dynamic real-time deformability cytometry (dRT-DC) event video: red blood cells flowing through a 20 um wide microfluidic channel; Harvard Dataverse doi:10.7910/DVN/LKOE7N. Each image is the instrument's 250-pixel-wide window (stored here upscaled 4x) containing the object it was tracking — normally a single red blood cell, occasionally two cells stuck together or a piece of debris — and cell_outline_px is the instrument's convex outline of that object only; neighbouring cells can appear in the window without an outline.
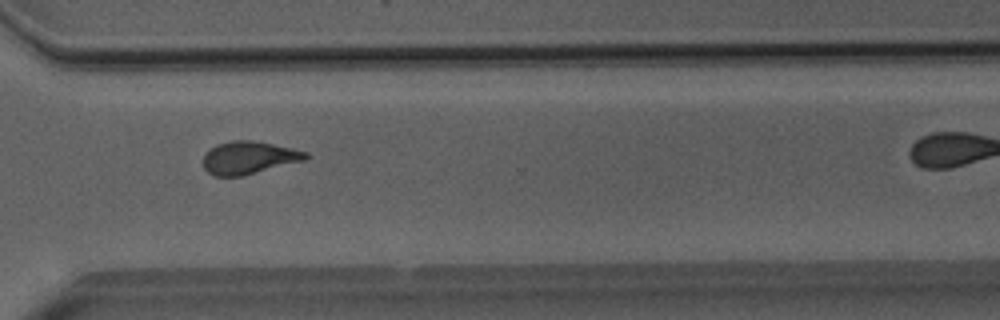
{"species": "Egyptian fruit bat (a non-hibernating species)", "species_latin": "Rousettus aegyptiacus", "temperature_condition": "room temperature", "stored_images_in_passage": 30, "camera_frame_rate_fps": 3000, "um_per_image_px": 0.085, "animal": {"sex": "male"}, "frame": {"image": 1, "passage_image": 26, "time_ms": 8.333, "image_size_px": [1000, 320], "cell_outline_px": [[308, 156], [304, 160], [244, 176], [212, 176], [204, 168], [204, 152], [208, 148], [216, 144], [232, 140], [256, 140], [292, 148], [308, 152]], "centroid_in_image_um": [21.11, 13.39], "position_along_channel_um": 349.5, "area_um2": 19.77}}